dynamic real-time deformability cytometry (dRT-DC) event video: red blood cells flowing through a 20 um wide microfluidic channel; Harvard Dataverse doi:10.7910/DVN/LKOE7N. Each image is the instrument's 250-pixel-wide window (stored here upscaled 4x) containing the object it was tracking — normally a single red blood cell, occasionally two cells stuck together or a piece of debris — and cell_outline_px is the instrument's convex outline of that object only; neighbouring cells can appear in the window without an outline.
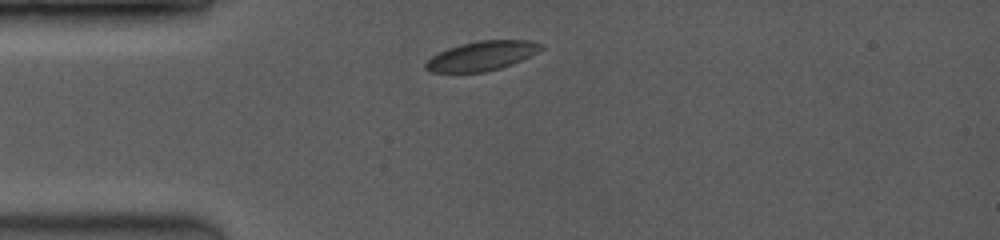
{"species": "common noctule bat (a hibernating species)", "species_latin": "Nyctalus noctula", "temperature_condition": "room temperature", "stored_images_in_passage": 25, "camera_frame_rate_fps": 3500, "um_per_image_px": 0.085, "animal": {"sex": "female", "body_mass_g": 19.0, "forearm_length_mm": 53.3}, "frame": {"image": 1, "passage_image": 1, "time_ms": 0.0, "image_size_px": [1000, 240], "cell_outline_px": [[544, 48], [512, 64], [500, 68], [484, 72], [432, 72], [424, 68], [424, 64], [432, 56], [448, 48], [480, 40], [528, 40], [544, 44]], "centroid_in_image_um": [40.96, 4.75], "position_along_channel_um": 44.0, "area_um2": 19.48}}
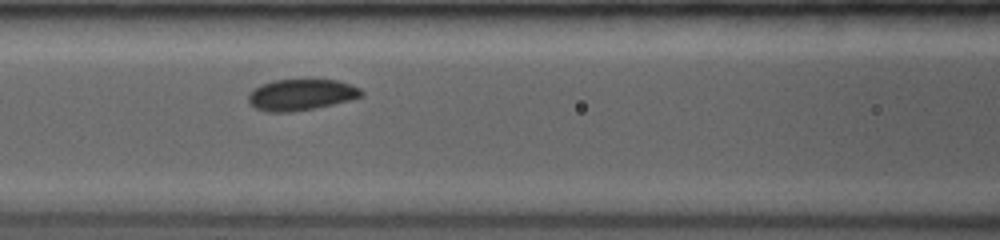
{"frame": {"image": 2, "passage_image": 18, "time_ms": 2.857, "image_size_px": [1000, 240], "cell_outline_px": [[364, 96], [332, 104], [292, 112], [268, 112], [256, 108], [248, 100], [248, 96], [252, 88], [260, 84], [272, 80], [336, 80], [352, 84], [360, 88], [364, 92]], "centroid_in_image_um": [25.59, 8.04], "position_along_channel_um": 141.0, "area_um2": 20.52}}
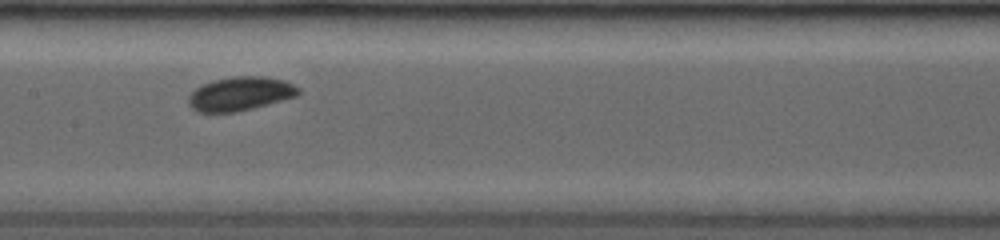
{"frame": {"image": 3, "passage_image": 24, "time_ms": 4.0, "image_size_px": [1000, 240], "cell_outline_px": [[300, 92], [296, 96], [252, 108], [236, 112], [200, 112], [192, 108], [188, 104], [188, 96], [196, 88], [212, 80], [236, 76], [264, 76], [284, 80], [300, 88]], "centroid_in_image_um": [20.41, 7.96], "position_along_channel_um": 187.0, "area_um2": 21.5}}